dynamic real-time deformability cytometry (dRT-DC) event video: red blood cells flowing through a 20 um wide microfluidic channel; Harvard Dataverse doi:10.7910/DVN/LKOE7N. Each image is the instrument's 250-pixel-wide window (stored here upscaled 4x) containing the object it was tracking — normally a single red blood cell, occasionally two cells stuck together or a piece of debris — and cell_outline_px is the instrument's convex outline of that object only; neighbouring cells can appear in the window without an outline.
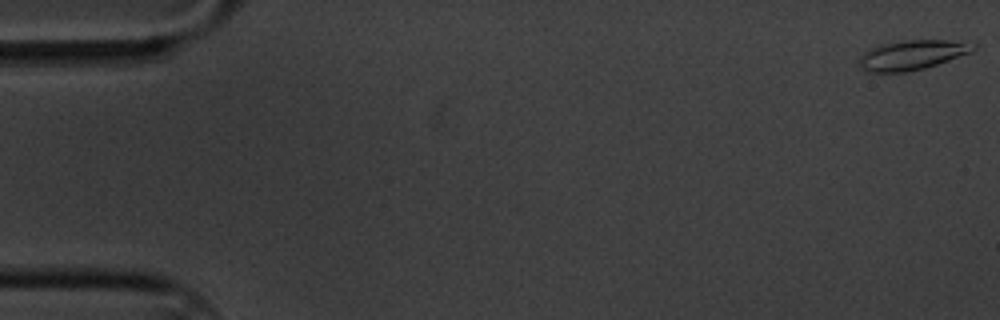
{"species": "common noctule bat (a hibernating species)", "species_latin": "Nyctalus noctula", "temperature_condition": "cold", "stored_images_in_passage": 61, "camera_frame_rate_fps": 3000, "um_per_image_px": 0.085, "animal": {"sex": "male", "body_mass_g": 20.1, "forearm_length_mm": 53.5}, "frame": {"image": 1, "passage_image": 1, "time_ms": 0.0, "image_size_px": [1000, 320], "cell_outline_px": [[980, 44], [972, 52], [924, 68], [904, 72], [864, 72], [856, 64], [856, 60], [868, 48], [880, 44], [904, 40], [948, 40]], "centroid_in_image_um": [77.46, 4.67], "position_along_channel_um": 7.5, "area_um2": 20.06}}
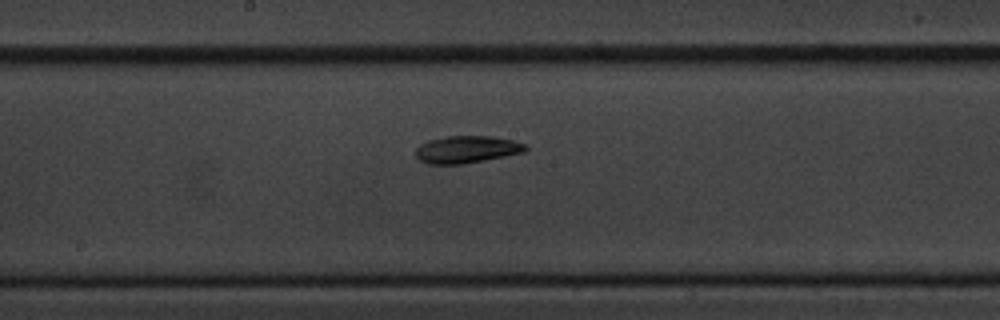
{"frame": {"image": 2, "passage_image": 32, "time_ms": 10.333, "image_size_px": [1000, 320], "cell_outline_px": [[528, 148], [524, 152], [484, 160], [460, 164], [428, 164], [420, 160], [416, 156], [416, 148], [420, 144], [428, 140], [444, 136], [492, 136], [512, 140], [524, 144]], "centroid_in_image_um": [39.64, 12.69], "position_along_channel_um": 208.6, "area_um2": 17.34}}
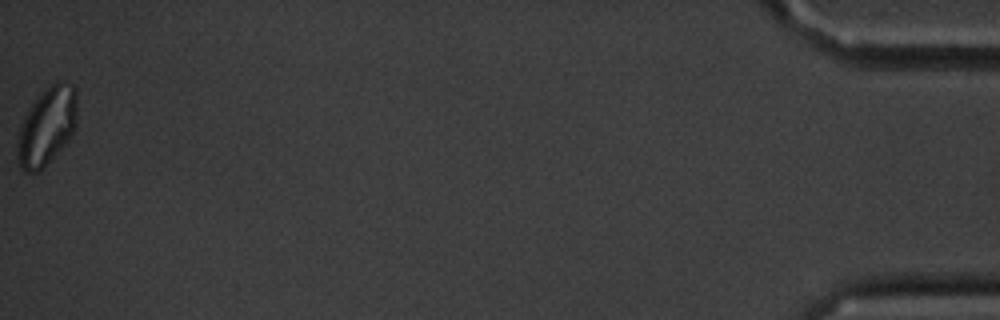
{"frame": {"image": 3, "passage_image": 61, "time_ms": 20.0, "image_size_px": [1000, 320], "cell_outline_px": [[76, 128], [68, 140], [44, 168], [40, 172], [24, 172], [20, 168], [16, 160], [16, 144], [20, 124], [24, 116], [32, 104], [56, 80], [64, 80], [76, 84]], "centroid_in_image_um": [3.98, 10.76], "position_along_channel_um": 431.2, "area_um2": 27.51}, "authors_computed_cell_mechanics": {"area_um2": 17.6868, "velocity_mm_per_s": 3.3129, "shape_relaxation_time_tau1_ms": 3.0907, "shape_relaxation_time_tau2_ms": null, "deformation_change_tau1": 0.1267, "deformation_change_tau2": null}}